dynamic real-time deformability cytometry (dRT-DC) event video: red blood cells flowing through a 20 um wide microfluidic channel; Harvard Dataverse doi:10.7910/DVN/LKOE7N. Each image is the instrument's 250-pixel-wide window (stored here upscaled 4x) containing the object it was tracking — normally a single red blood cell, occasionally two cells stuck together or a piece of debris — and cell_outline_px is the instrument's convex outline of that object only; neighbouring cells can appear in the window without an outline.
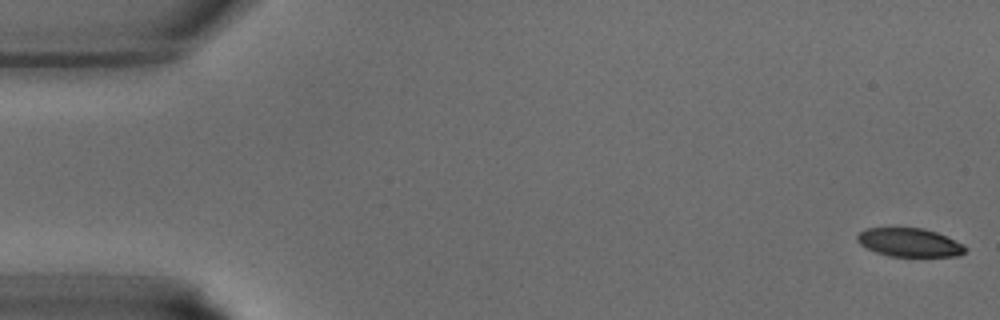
{"species": "common noctule bat (a hibernating species)", "species_latin": "Nyctalus noctula", "temperature_condition": "warm", "stored_images_in_passage": 41, "camera_frame_rate_fps": 3000, "um_per_image_px": 0.085, "animal": {"sex": "male", "body_mass_g": 15.6}, "frame": {"image": 1, "passage_image": 1, "time_ms": 0.0, "image_size_px": [1000, 320], "cell_outline_px": [[968, 248], [960, 256], [888, 256], [876, 252], [860, 244], [856, 240], [856, 236], [860, 232], [868, 228], [924, 228], [936, 232], [964, 244]], "centroid_in_image_um": [77.32, 20.61], "position_along_channel_um": 7.7, "area_um2": 17.92}}
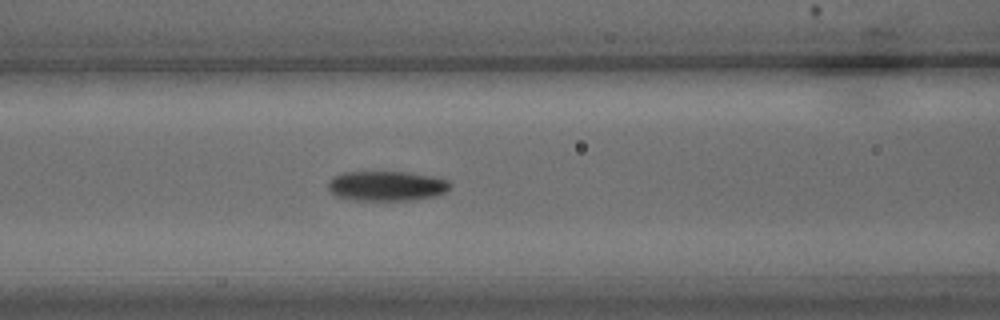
{"frame": {"image": 2, "passage_image": 17, "time_ms": 5.333, "image_size_px": [1000, 320], "cell_outline_px": [[448, 188], [444, 192], [436, 196], [412, 200], [356, 200], [336, 196], [328, 188], [328, 180], [332, 176], [344, 172], [408, 172], [432, 176], [448, 180]], "centroid_in_image_um": [32.82, 15.8], "position_along_channel_um": 133.8, "area_um2": 21.15}}
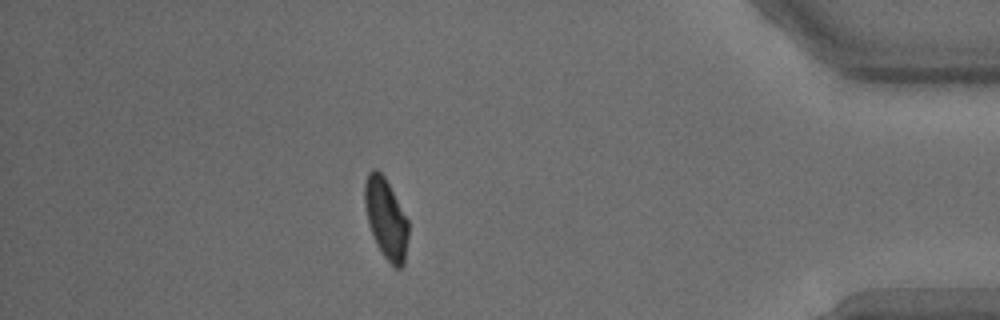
{"frame": {"image": 3, "passage_image": 36, "time_ms": 11.667, "image_size_px": [1000, 320], "cell_outline_px": [[408, 236], [404, 264], [400, 268], [396, 268], [384, 256], [376, 244], [368, 220], [364, 204], [364, 184], [368, 172], [372, 168], [376, 168], [384, 176], [408, 220]], "centroid_in_image_um": [32.8, 18.55], "position_along_channel_um": 402.4, "area_um2": 20.17}}